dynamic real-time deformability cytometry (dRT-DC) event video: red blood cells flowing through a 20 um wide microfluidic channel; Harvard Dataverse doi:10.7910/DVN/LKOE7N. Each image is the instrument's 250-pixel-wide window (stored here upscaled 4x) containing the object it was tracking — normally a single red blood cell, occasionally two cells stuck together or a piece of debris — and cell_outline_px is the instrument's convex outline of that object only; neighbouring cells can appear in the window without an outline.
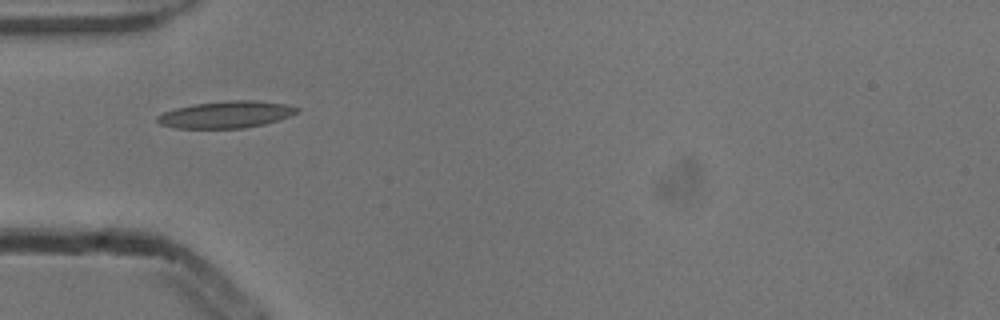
{"species": "common noctule bat (a hibernating species)", "species_latin": "Nyctalus noctula", "temperature_condition": "cold", "stored_images_in_passage": 3, "camera_frame_rate_fps": 3000, "um_per_image_px": 0.085, "animal": {"sex": "male", "body_mass_g": 13.3}, "frame": {"image": 1, "passage_image": 1, "time_ms": 0.0, "image_size_px": [1000, 320], "cell_outline_px": [[300, 112], [264, 124], [244, 128], [176, 128], [160, 124], [156, 120], [156, 116], [164, 112], [176, 108], [192, 104], [228, 100], [256, 100], [288, 104], [300, 108]], "centroid_in_image_um": [19.23, 9.72], "position_along_channel_um": 65.8, "area_um2": 21.96}}
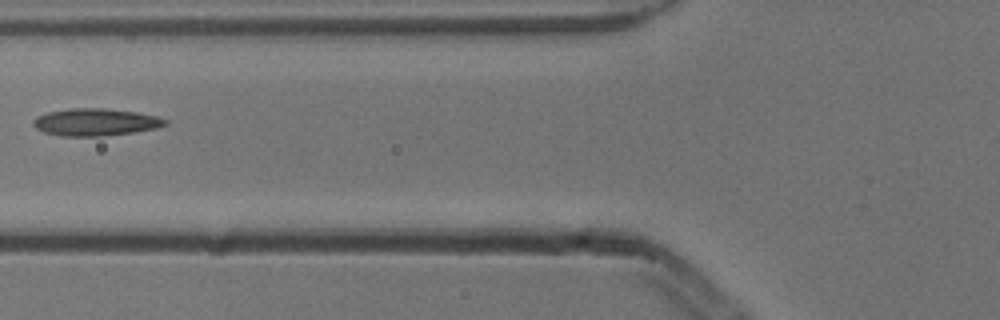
{"frame": {"image": 2, "passage_image": 2, "time_ms": 0.333, "image_size_px": [1000, 320], "cell_outline_px": [[168, 124], [156, 128], [132, 132], [100, 136], [60, 136], [44, 132], [36, 128], [32, 124], [32, 120], [36, 116], [48, 112], [68, 108], [104, 108], [136, 112], [156, 116], [168, 120]], "centroid_in_image_um": [8.08, 10.37], "position_along_channel_um": 117.7, "area_um2": 20.98}}
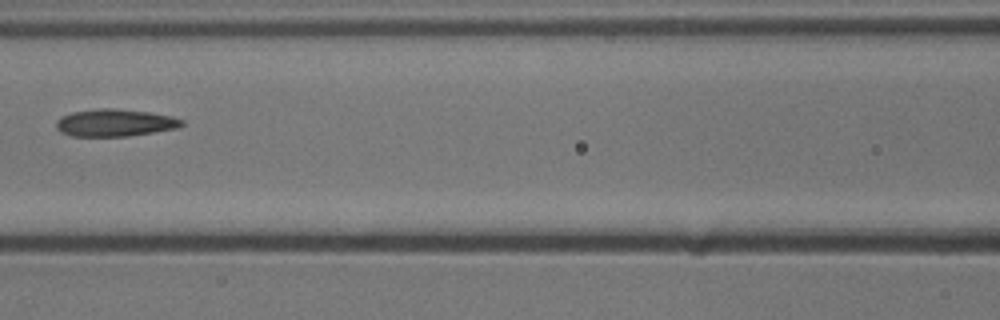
{"frame": {"image": 3, "passage_image": 3, "time_ms": 0.667, "image_size_px": [1000, 320], "cell_outline_px": [[184, 124], [180, 128], [128, 136], [72, 136], [60, 132], [56, 128], [56, 120], [60, 116], [72, 112], [100, 108], [112, 108], [148, 112], [172, 116], [184, 120]], "centroid_in_image_um": [9.77, 10.43], "position_along_channel_um": 156.8, "area_um2": 20.11}}